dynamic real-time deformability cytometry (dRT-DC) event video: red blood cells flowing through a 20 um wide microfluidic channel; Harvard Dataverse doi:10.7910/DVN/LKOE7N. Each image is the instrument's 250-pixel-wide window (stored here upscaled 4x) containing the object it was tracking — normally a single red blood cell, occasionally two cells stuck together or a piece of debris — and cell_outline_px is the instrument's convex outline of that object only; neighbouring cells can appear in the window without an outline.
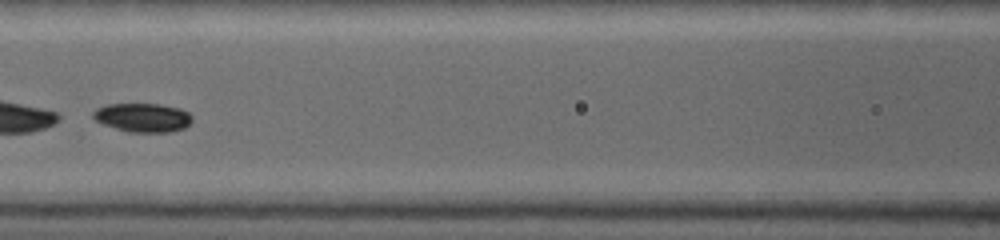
{"species": "common noctule bat (a hibernating species)", "species_latin": "Nyctalus noctula", "temperature_condition": "warm", "stored_images_in_passage": 12, "camera_frame_rate_fps": 5000, "um_per_image_px": 0.085, "animal": {"sex": "female", "body_mass_g": 19.0, "forearm_length_mm": 53.3}, "frame": {"image": 1, "passage_image": 6, "time_ms": 1.8, "image_size_px": [1000, 240], "cell_outline_px": [[192, 120], [184, 128], [168, 132], [128, 132], [104, 124], [96, 120], [92, 116], [92, 112], [96, 108], [108, 104], [160, 104], [180, 108], [188, 112], [192, 116]], "centroid_in_image_um": [12.13, 9.98], "position_along_channel_um": 154.5, "area_um2": 16.59}}